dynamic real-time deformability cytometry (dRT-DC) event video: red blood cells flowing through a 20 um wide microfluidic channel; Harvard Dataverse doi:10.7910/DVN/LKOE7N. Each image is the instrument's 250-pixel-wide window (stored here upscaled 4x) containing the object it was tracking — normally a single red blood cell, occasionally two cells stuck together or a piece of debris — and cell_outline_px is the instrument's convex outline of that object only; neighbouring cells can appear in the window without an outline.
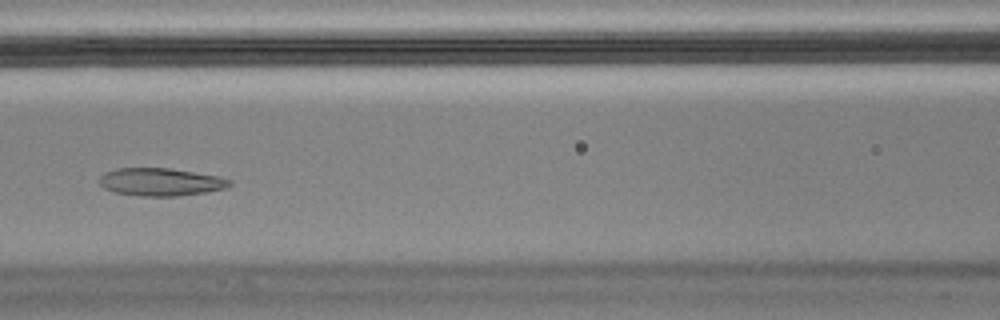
{"species": "Egyptian fruit bat (a non-hibernating species)", "species_latin": "Rousettus aegyptiacus", "temperature_condition": "cold", "stored_images_in_passage": 8, "camera_frame_rate_fps": 3000, "um_per_image_px": 0.085, "animal": {"sex": "male"}, "frame": {"image": 1, "passage_image": 7, "time_ms": 2.0, "image_size_px": [1000, 320], "cell_outline_px": [[232, 184], [224, 188], [204, 192], [176, 196], [140, 196], [112, 192], [104, 188], [100, 184], [100, 176], [104, 172], [116, 168], [168, 168], [220, 176], [232, 180]], "centroid_in_image_um": [13.63, 15.46], "position_along_channel_um": 153.0, "area_um2": 21.1}}